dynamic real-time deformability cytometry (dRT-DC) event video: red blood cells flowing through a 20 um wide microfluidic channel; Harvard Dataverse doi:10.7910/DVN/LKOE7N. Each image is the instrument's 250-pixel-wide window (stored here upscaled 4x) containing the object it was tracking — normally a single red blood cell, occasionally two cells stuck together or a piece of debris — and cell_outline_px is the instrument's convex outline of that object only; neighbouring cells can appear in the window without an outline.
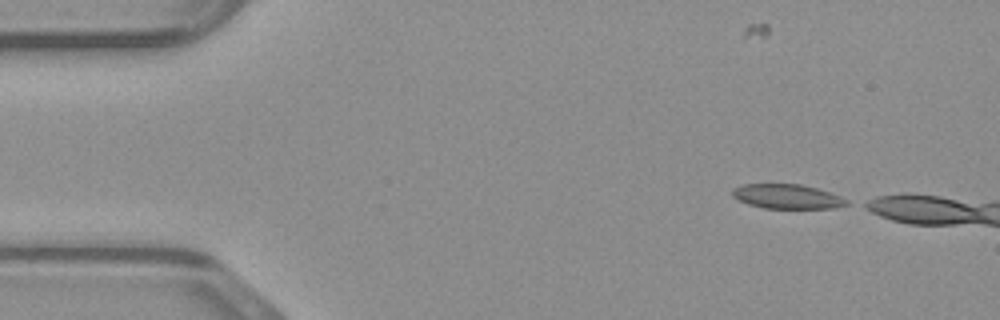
{"species": "common noctule bat (a hibernating species)", "species_latin": "Nyctalus noctula", "temperature_condition": "warm", "stored_images_in_passage": 11, "camera_frame_rate_fps": 3000, "um_per_image_px": 0.085, "animal": {"sex": "male", "body_mass_g": 23.1, "forearm_length_mm": 52.7}, "frame": {"image": 1, "passage_image": 3, "time_ms": 0.667, "image_size_px": [1000, 320], "cell_outline_px": [[848, 204], [832, 208], [764, 208], [748, 204], [732, 196], [732, 188], [744, 184], [800, 184], [816, 188], [840, 196], [848, 200]], "centroid_in_image_um": [66.88, 16.7], "position_along_channel_um": 18.1, "area_um2": 16.13}}